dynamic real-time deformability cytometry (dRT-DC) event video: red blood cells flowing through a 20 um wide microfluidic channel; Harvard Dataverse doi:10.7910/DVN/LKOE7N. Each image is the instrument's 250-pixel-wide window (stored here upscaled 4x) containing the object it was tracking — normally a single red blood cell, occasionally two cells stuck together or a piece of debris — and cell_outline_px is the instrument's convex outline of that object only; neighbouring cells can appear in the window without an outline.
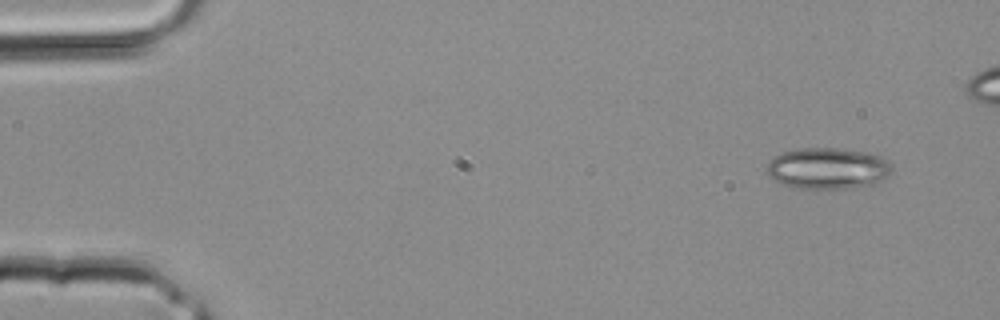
{"species": "common noctule bat (a hibernating species)", "species_latin": "Nyctalus noctula", "temperature_condition": "room temperature", "stored_images_in_passage": 4, "camera_frame_rate_fps": 3000, "um_per_image_px": 0.085, "animal": {"sex": "male", "body_mass_g": 20.4}, "frame": {"image": 1, "passage_image": 1, "time_ms": 0.0, "image_size_px": [1000, 320], "cell_outline_px": [[892, 172], [888, 176], [876, 184], [852, 188], [796, 188], [784, 184], [776, 180], [768, 172], [768, 164], [780, 152], [796, 148], [840, 148], [868, 152], [880, 156], [888, 160], [892, 164]], "centroid_in_image_um": [70.44, 14.3], "position_along_channel_um": 14.6, "area_um2": 30.17}}